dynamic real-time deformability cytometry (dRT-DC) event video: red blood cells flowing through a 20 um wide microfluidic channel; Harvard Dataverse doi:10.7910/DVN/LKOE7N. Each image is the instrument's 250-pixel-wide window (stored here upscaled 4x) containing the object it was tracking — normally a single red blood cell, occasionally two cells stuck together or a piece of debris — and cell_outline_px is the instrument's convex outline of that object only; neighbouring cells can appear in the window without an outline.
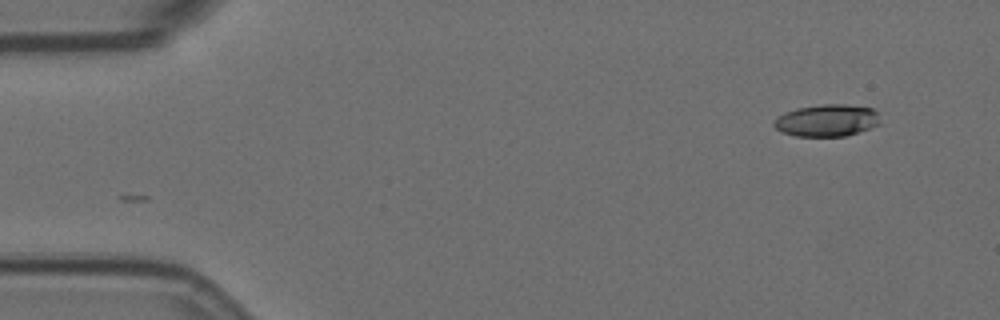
{"species": "Egyptian fruit bat (a non-hibernating species)", "species_latin": "Rousettus aegyptiacus", "temperature_condition": "room temperature", "stored_images_in_passage": 14, "camera_frame_rate_fps": 3000, "um_per_image_px": 0.085, "animal": {"sex": "female"}, "frame": {"image": 1, "passage_image": 1, "time_ms": 0.0, "image_size_px": [1000, 320], "cell_outline_px": [[880, 124], [844, 136], [796, 136], [784, 132], [776, 128], [772, 124], [784, 112], [796, 108], [820, 104], [844, 104], [872, 108], [880, 112]], "centroid_in_image_um": [70.32, 10.22], "position_along_channel_um": 14.7, "area_um2": 19.77}}
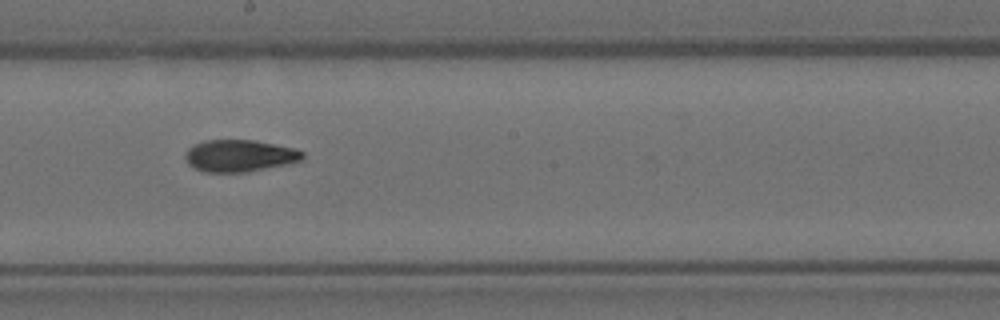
{"frame": {"image": 2, "passage_image": 8, "time_ms": 2.333, "image_size_px": [1000, 320], "cell_outline_px": [[304, 156], [300, 160], [284, 164], [248, 172], [204, 172], [188, 164], [184, 156], [184, 152], [192, 144], [204, 140], [256, 140], [292, 148], [304, 152]], "centroid_in_image_um": [20.29, 13.23], "position_along_channel_um": 227.9, "area_um2": 21.79}}
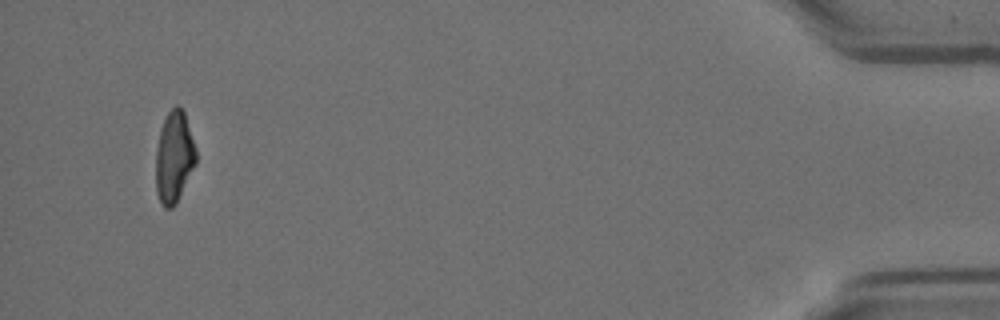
{"frame": {"image": 3, "passage_image": 14, "time_ms": 4.333, "image_size_px": [1000, 320], "cell_outline_px": [[196, 164], [176, 204], [172, 208], [164, 208], [160, 204], [156, 192], [156, 148], [160, 128], [168, 112], [176, 104], [180, 104], [184, 112], [196, 148]], "centroid_in_image_um": [14.79, 13.36], "position_along_channel_um": 420.4, "area_um2": 21.68}}